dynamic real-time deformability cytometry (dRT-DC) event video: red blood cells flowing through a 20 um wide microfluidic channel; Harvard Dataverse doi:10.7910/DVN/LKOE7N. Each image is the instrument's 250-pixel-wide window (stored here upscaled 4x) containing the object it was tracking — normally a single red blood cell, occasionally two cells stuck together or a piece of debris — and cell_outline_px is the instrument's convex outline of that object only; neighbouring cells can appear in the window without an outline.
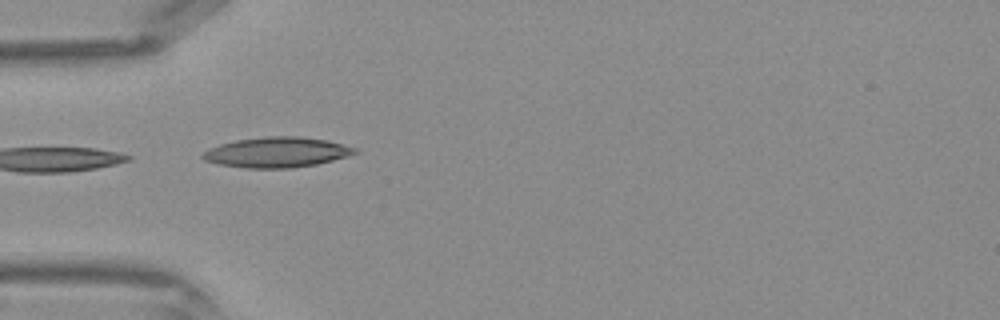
{"species": "Egyptian fruit bat (a non-hibernating species)", "species_latin": "Rousettus aegyptiacus", "temperature_condition": "warm", "stored_images_in_passage": 15, "camera_frame_rate_fps": 3000, "um_per_image_px": 0.085, "frame": {"image": 1, "passage_image": 1, "time_ms": 0.0, "image_size_px": [1000, 320], "cell_outline_px": [[360, 152], [348, 156], [316, 164], [288, 168], [244, 168], [220, 164], [204, 160], [200, 156], [208, 148], [220, 144], [236, 140], [264, 136], [300, 136], [324, 140], [356, 148]], "centroid_in_image_um": [23.5, 12.94], "position_along_channel_um": 61.5, "area_um2": 26.7}}